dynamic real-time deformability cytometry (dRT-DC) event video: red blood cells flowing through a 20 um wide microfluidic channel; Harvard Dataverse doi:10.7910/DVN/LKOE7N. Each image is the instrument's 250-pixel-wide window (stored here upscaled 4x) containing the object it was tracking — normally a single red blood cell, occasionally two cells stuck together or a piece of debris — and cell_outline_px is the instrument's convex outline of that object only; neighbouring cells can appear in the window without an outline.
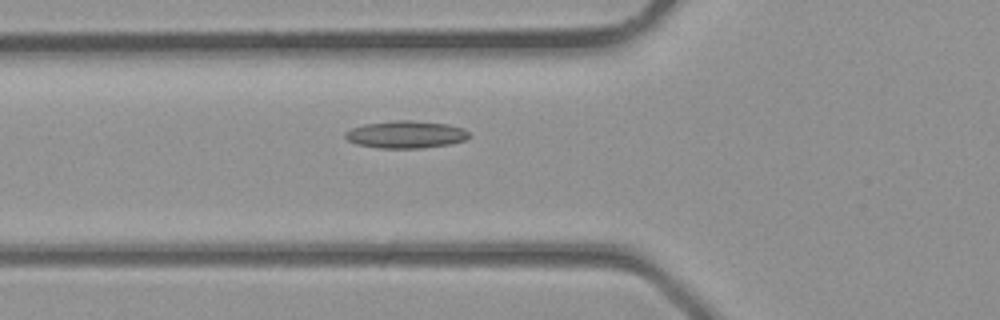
{"species": "common noctule bat (a hibernating species)", "species_latin": "Nyctalus noctula", "temperature_condition": "room temperature", "stored_images_in_passage": 4, "camera_frame_rate_fps": 3000, "um_per_image_px": 0.085, "animal": {"sex": "male", "body_mass_g": 23.1, "forearm_length_mm": 52.7}, "frame": {"image": 1, "passage_image": 4, "time_ms": 1.0, "image_size_px": [1000, 320], "cell_outline_px": [[472, 136], [464, 140], [448, 144], [420, 148], [380, 148], [356, 144], [348, 140], [344, 136], [344, 132], [352, 128], [364, 124], [396, 120], [408, 120], [448, 124], [464, 128]], "centroid_in_image_um": [34.49, 11.43], "position_along_channel_um": 91.3, "area_um2": 19.71}}